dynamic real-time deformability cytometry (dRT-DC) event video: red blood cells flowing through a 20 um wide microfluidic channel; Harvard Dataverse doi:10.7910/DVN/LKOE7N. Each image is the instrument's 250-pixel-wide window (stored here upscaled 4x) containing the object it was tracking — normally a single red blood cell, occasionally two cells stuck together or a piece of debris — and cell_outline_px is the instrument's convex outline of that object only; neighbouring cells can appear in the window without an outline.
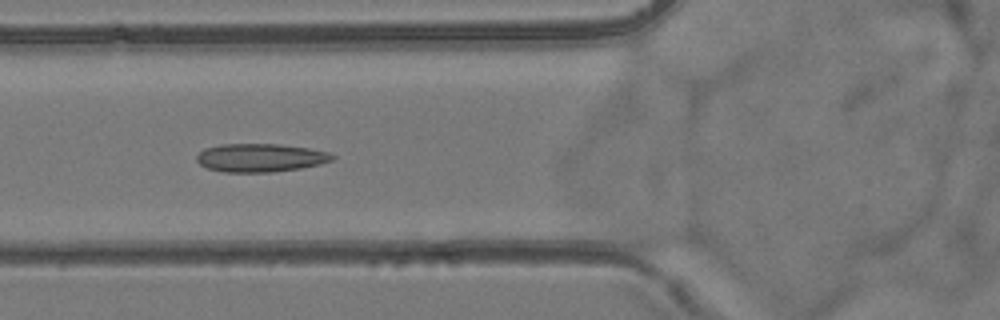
{"species": "common noctule bat (a hibernating species)", "species_latin": "Nyctalus noctula", "temperature_condition": "room temperature", "stored_images_in_passage": 39, "camera_frame_rate_fps": 3000, "um_per_image_px": 0.085, "animal": {"sex": "female", "body_mass_g": 24.6, "forearm_length_mm": 56.2}, "frame": {"image": 1, "passage_image": 5, "time_ms": 1.333, "image_size_px": [1000, 320], "cell_outline_px": [[336, 156], [332, 160], [320, 164], [300, 168], [272, 172], [224, 172], [208, 168], [200, 164], [196, 160], [196, 156], [204, 148], [220, 144], [280, 144], [308, 148], [328, 152]], "centroid_in_image_um": [22.12, 13.4], "position_along_channel_um": 103.7, "area_um2": 22.37}}
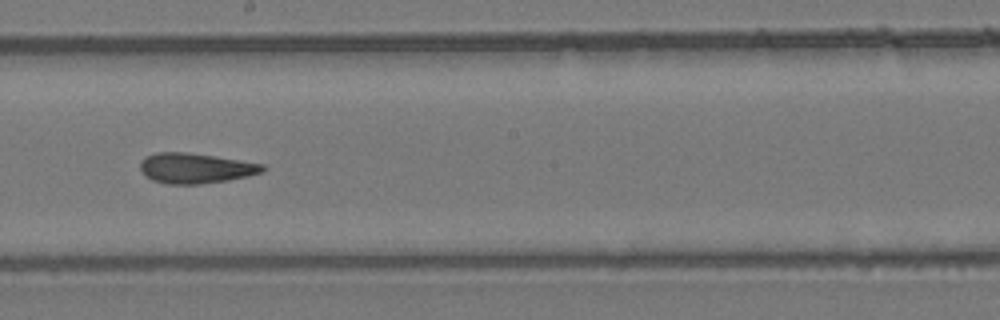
{"frame": {"image": 2, "passage_image": 15, "time_ms": 4.667, "image_size_px": [1000, 320], "cell_outline_px": [[268, 168], [260, 172], [248, 176], [228, 180], [200, 184], [168, 184], [152, 180], [140, 168], [140, 160], [144, 156], [156, 152], [188, 152], [264, 164]], "centroid_in_image_um": [16.61, 14.29], "position_along_channel_um": 231.6, "area_um2": 21.5}}
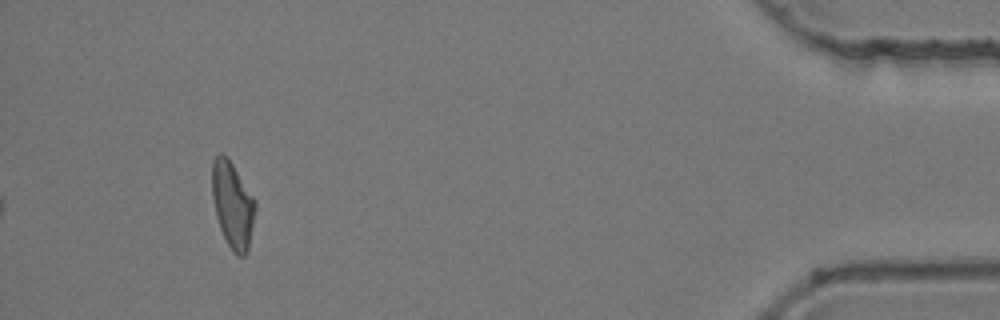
{"frame": {"image": 3, "passage_image": 35, "time_ms": 11.333, "image_size_px": [1000, 320], "cell_outline_px": [[256, 208], [248, 248], [244, 256], [236, 256], [232, 252], [220, 228], [216, 216], [212, 196], [212, 160], [220, 152], [232, 164], [256, 200]], "centroid_in_image_um": [19.77, 17.42], "position_along_channel_um": 415.4, "area_um2": 21.5}, "authors_computed_cell_mechanics": {"area_um2": 21.5016, "velocity_mm_per_s": 3.8346, "shape_relaxation_time_tau1_ms": null, "shape_relaxation_time_tau2_ms": 3.733, "deformation_change_tau1": null, "deformation_change_tau2": 0.1182}}